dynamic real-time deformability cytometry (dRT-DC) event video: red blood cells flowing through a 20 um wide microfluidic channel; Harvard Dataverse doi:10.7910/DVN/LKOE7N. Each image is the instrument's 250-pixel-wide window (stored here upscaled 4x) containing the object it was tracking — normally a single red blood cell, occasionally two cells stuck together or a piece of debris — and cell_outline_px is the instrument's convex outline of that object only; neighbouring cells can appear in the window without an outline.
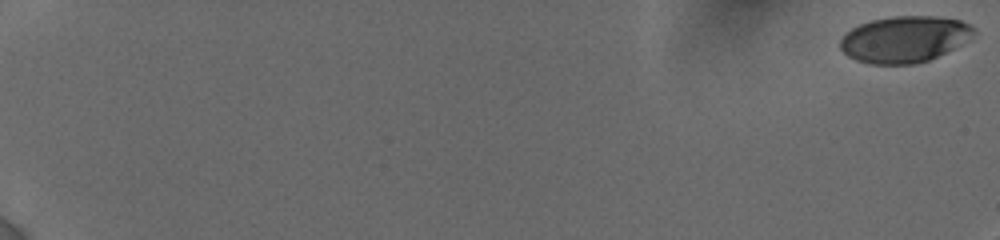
{"species": "human", "species_latin": "Homo sapiens", "temperature_condition": "cold", "stored_images_in_passage": 23, "camera_frame_rate_fps": 3000, "um_per_image_px": 0.085, "donor": {"sex": "female"}, "frame": {"image": 1, "passage_image": 1, "time_ms": 0.0, "image_size_px": [1000, 240], "cell_outline_px": [[976, 32], [952, 48], [928, 60], [912, 64], [868, 64], [856, 60], [848, 56], [840, 48], [840, 40], [852, 28], [860, 24], [872, 20], [892, 16], [936, 16], [960, 20], [976, 28]], "centroid_in_image_um": [76.84, 3.32], "position_along_channel_um": 8.2, "area_um2": 35.6}}
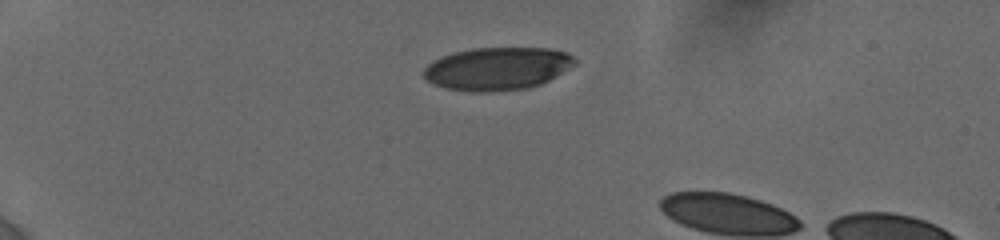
{"frame": {"image": 2, "passage_image": 19, "time_ms": 5.333, "image_size_px": [1000, 240], "cell_outline_px": [[576, 64], [548, 80], [540, 84], [528, 88], [480, 92], [472, 92], [448, 88], [432, 84], [424, 76], [424, 68], [432, 60], [440, 56], [452, 52], [472, 48], [548, 48], [568, 52], [576, 60]], "centroid_in_image_um": [42.25, 5.82], "position_along_channel_um": 42.7, "area_um2": 37.69}}